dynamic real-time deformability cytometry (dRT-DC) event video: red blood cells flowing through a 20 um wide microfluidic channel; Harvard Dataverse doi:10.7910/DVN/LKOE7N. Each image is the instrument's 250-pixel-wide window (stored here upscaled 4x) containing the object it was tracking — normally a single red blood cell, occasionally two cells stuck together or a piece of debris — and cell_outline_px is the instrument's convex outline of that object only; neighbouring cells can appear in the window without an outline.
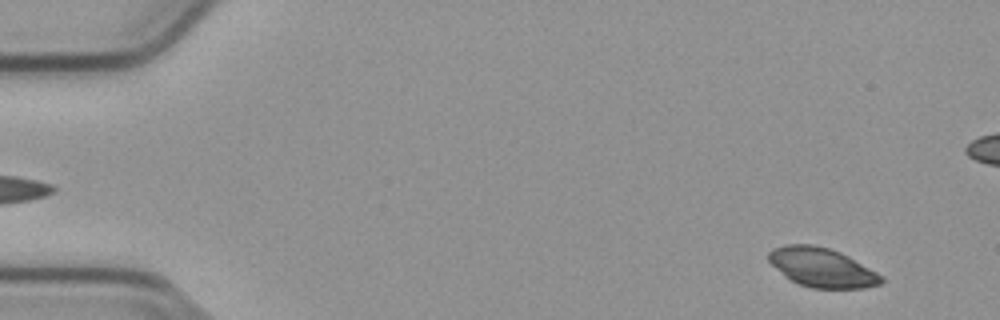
{"species": "common noctule bat (a hibernating species)", "species_latin": "Nyctalus noctula", "temperature_condition": "cold", "stored_images_in_passage": 55, "camera_frame_rate_fps": 3000, "um_per_image_px": 0.085, "animal": {"sex": "male", "body_mass_g": 23.1, "forearm_length_mm": 52.7}, "frame": {"image": 1, "passage_image": 4, "time_ms": 1.0, "image_size_px": [1000, 320], "cell_outline_px": [[884, 280], [880, 284], [864, 288], [812, 288], [788, 280], [768, 260], [768, 252], [772, 248], [784, 244], [812, 244], [828, 248], [840, 252], [848, 256], [884, 276]], "centroid_in_image_um": [69.84, 22.73], "position_along_channel_um": 15.2, "area_um2": 25.78}}